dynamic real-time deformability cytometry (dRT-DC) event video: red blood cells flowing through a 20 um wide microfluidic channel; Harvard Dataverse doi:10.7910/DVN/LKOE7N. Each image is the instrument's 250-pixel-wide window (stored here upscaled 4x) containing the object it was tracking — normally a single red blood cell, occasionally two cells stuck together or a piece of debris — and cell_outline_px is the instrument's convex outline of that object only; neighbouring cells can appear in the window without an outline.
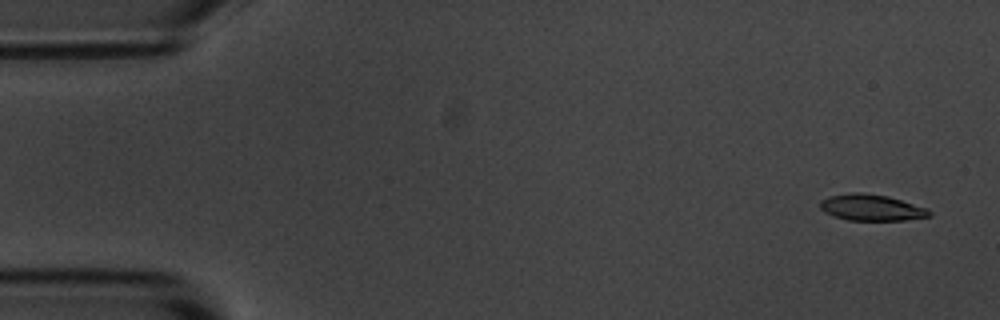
{"species": "common noctule bat (a hibernating species)", "species_latin": "Nyctalus noctula", "temperature_condition": "room temperature", "stored_images_in_passage": 6, "camera_frame_rate_fps": 3000, "um_per_image_px": 0.085, "animal": {"sex": "male", "body_mass_g": 20.1, "forearm_length_mm": 53.5}, "frame": {"image": 1, "passage_image": 1, "time_ms": 0.0, "image_size_px": [1000, 320], "cell_outline_px": [[932, 216], [904, 220], [848, 220], [824, 212], [820, 208], [820, 200], [828, 196], [848, 192], [864, 192], [888, 196], [928, 208], [932, 212]], "centroid_in_image_um": [74.08, 17.63], "position_along_channel_um": 10.9, "area_um2": 16.88}}
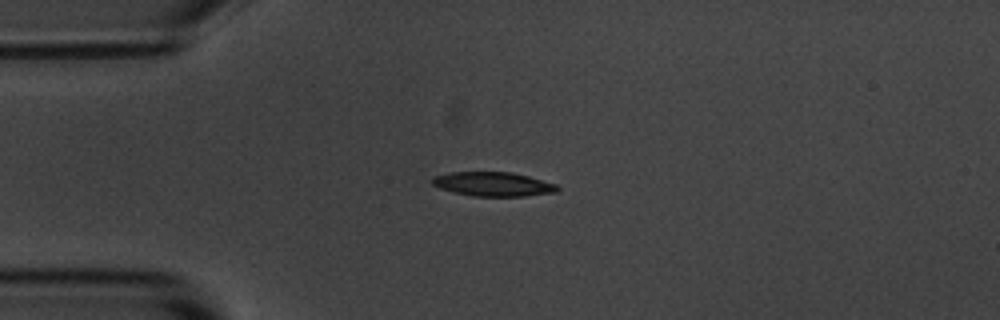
{"frame": {"image": 2, "passage_image": 4, "time_ms": 3.667, "image_size_px": [1000, 320], "cell_outline_px": [[560, 188], [556, 192], [524, 196], [472, 196], [440, 188], [432, 184], [432, 176], [448, 172], [508, 172], [528, 176], [556, 184]], "centroid_in_image_um": [41.9, 15.64], "position_along_channel_um": 43.1, "area_um2": 17.51}}